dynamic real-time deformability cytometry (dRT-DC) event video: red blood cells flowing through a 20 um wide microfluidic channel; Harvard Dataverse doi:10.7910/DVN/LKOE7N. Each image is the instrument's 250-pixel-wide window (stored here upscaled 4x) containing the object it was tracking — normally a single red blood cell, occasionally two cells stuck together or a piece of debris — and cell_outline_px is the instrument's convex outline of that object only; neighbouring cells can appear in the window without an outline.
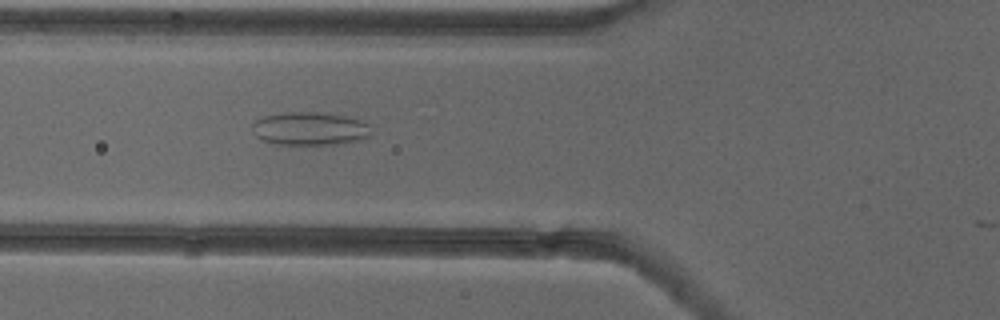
{"species": "common noctule bat (a hibernating species)", "species_latin": "Nyctalus noctula", "temperature_condition": "cold", "stored_images_in_passage": 36, "camera_frame_rate_fps": 3000, "um_per_image_px": 0.085, "animal": {"sex": "female"}, "frame": {"image": 1, "passage_image": 5, "time_ms": 1.333, "image_size_px": [1000, 320], "cell_outline_px": [[368, 136], [364, 140], [336, 144], [272, 144], [260, 140], [256, 136], [252, 124], [256, 120], [264, 116], [284, 112], [316, 112], [344, 116], [364, 120], [368, 124]], "centroid_in_image_um": [26.32, 10.94], "position_along_channel_um": 99.5, "area_um2": 23.0}}
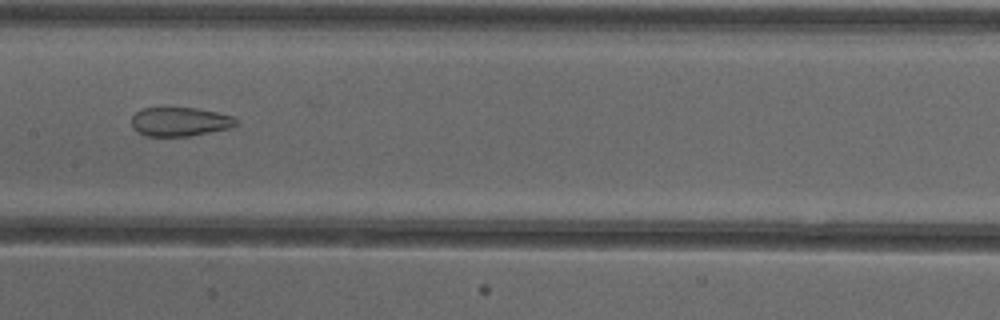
{"frame": {"image": 2, "passage_image": 12, "time_ms": 3.667, "image_size_px": [1000, 320], "cell_outline_px": [[240, 124], [232, 128], [188, 136], [144, 136], [132, 128], [132, 116], [140, 108], [196, 108], [216, 112], [232, 116], [240, 120]], "centroid_in_image_um": [15.32, 10.35], "position_along_channel_um": 192.1, "area_um2": 17.86}}
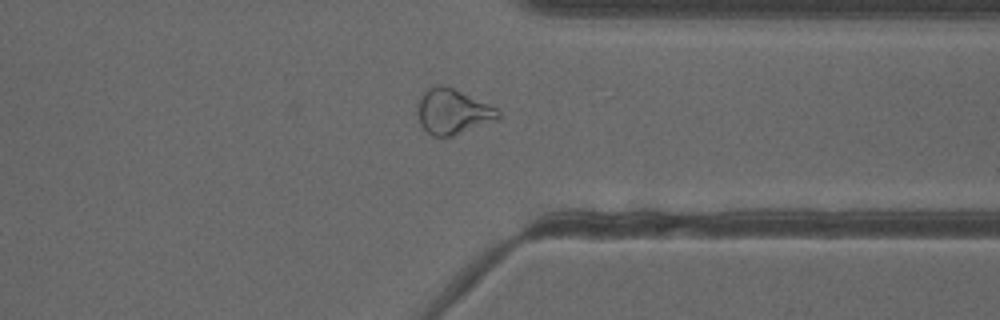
{"frame": {"image": 3, "passage_image": 26, "time_ms": 8.333, "image_size_px": [1000, 320], "cell_outline_px": [[500, 120], [452, 136], [432, 136], [420, 124], [416, 112], [416, 104], [420, 96], [428, 88], [436, 84], [444, 84], [500, 108]], "centroid_in_image_um": [38.51, 9.47], "position_along_channel_um": 372.9, "area_um2": 21.85}}